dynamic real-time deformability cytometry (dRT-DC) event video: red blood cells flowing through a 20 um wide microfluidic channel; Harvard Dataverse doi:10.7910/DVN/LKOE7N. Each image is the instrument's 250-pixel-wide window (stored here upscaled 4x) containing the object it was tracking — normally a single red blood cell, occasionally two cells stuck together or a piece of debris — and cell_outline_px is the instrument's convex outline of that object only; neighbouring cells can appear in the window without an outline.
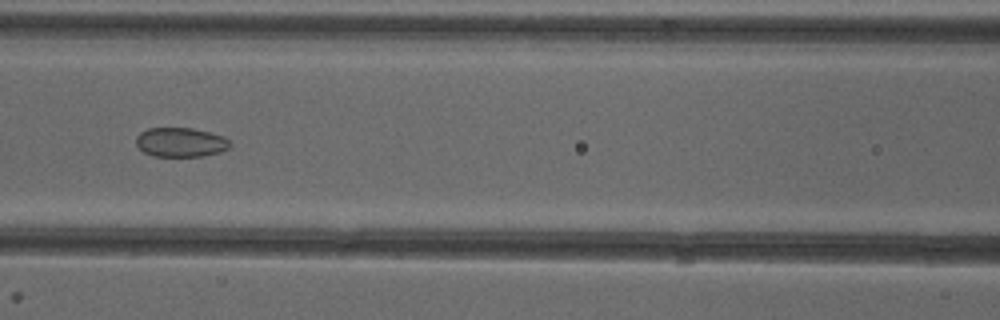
{"species": "common noctule bat (a hibernating species)", "species_latin": "Nyctalus noctula", "temperature_condition": "cold", "stored_images_in_passage": 51, "segment_of_instrument_passage": [2, 2], "camera_frame_rate_fps": 3000, "um_per_image_px": 0.085, "animal": {"sex": "female"}, "frame": {"image": 1, "passage_image": 23, "time_ms": 7.333, "image_size_px": [1000, 320], "cell_outline_px": [[232, 144], [228, 148], [220, 152], [204, 156], [152, 156], [144, 152], [136, 144], [136, 136], [140, 132], [148, 128], [192, 128], [224, 136]], "centroid_in_image_um": [15.35, 12.09], "position_along_channel_um": 151.2, "area_um2": 16.07}}
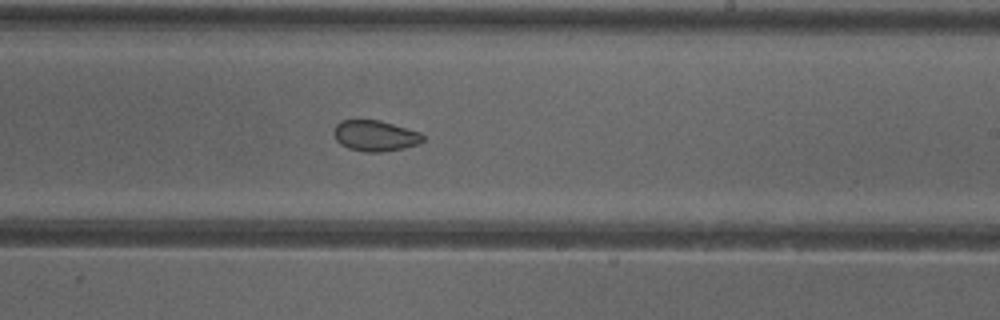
{"frame": {"image": 2, "passage_image": 31, "time_ms": 10.0, "image_size_px": [1000, 320], "cell_outline_px": [[424, 140], [420, 144], [404, 148], [380, 152], [368, 152], [348, 148], [340, 144], [336, 140], [332, 132], [336, 124], [340, 120], [380, 120], [420, 132], [424, 136]], "centroid_in_image_um": [31.88, 11.54], "position_along_channel_um": 257.1, "area_um2": 16.13}}
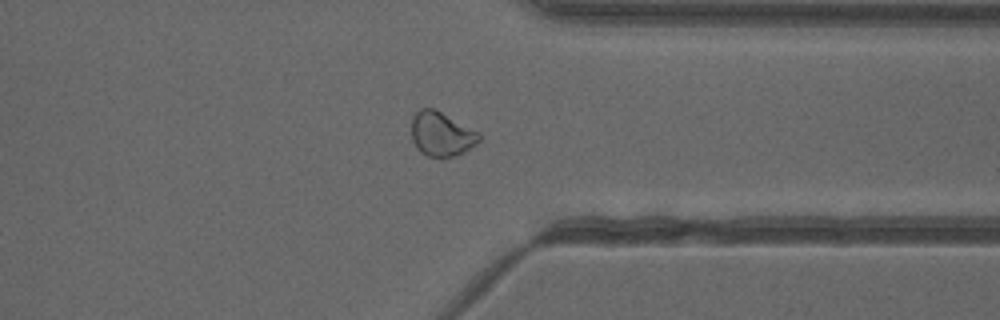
{"frame": {"image": 3, "passage_image": 40, "time_ms": 13.0, "image_size_px": [1000, 320], "cell_outline_px": [[480, 140], [476, 144], [464, 152], [452, 156], [428, 156], [420, 152], [416, 148], [412, 140], [412, 116], [420, 108], [432, 108], [480, 132]], "centroid_in_image_um": [37.51, 11.39], "position_along_channel_um": 373.9, "area_um2": 17.28}}